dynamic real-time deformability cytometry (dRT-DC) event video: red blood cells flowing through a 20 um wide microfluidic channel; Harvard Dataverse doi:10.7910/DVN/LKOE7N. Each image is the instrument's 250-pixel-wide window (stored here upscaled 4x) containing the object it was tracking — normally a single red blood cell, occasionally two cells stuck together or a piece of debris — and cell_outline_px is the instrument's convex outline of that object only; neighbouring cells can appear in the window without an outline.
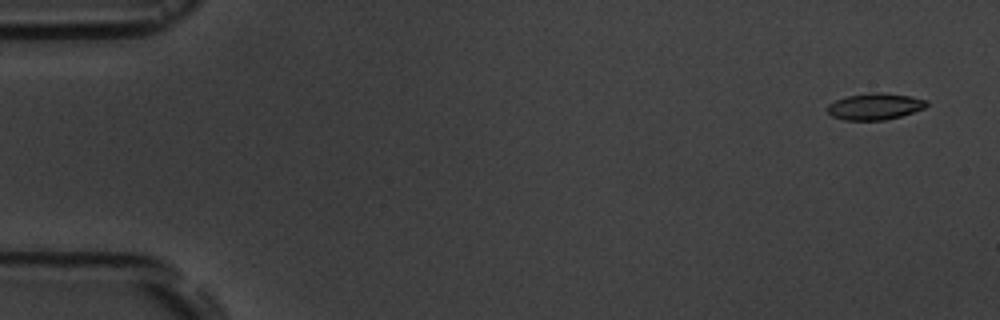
{"species": "common noctule bat (a hibernating species)", "species_latin": "Nyctalus noctula", "temperature_condition": "room temperature", "stored_images_in_passage": 5, "camera_frame_rate_fps": 3000, "um_per_image_px": 0.085, "animal": {"sex": "male", "body_mass_g": 19.5, "forearm_length_mm": 54.6}, "frame": {"image": 1, "passage_image": 1, "time_ms": 0.0, "image_size_px": [1000, 320], "cell_outline_px": [[928, 104], [924, 108], [900, 116], [884, 120], [844, 120], [832, 116], [828, 112], [828, 104], [836, 100], [848, 96], [872, 92], [876, 92], [912, 96], [928, 100]], "centroid_in_image_um": [74.38, 9.04], "position_along_channel_um": 10.6, "area_um2": 15.2}}
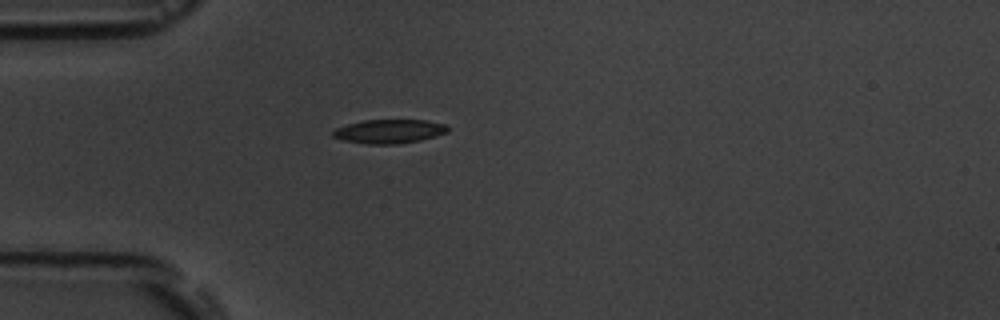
{"frame": {"image": 2, "passage_image": 5, "time_ms": 4.333, "image_size_px": [1000, 320], "cell_outline_px": [[448, 132], [436, 136], [420, 140], [400, 144], [368, 144], [344, 140], [332, 136], [332, 132], [336, 128], [348, 124], [364, 120], [424, 120], [448, 124]], "centroid_in_image_um": [33.12, 11.16], "position_along_channel_um": 51.9, "area_um2": 16.01}}